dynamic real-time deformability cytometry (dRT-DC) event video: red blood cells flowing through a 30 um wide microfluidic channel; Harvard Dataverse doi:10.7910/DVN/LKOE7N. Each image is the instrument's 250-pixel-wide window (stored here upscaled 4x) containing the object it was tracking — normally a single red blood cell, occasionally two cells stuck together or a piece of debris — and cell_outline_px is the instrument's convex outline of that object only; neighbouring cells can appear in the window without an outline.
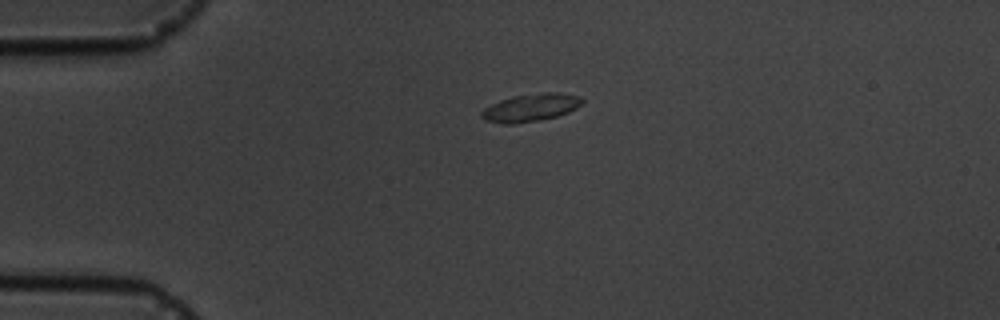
{"species": "common noctule bat (a hibernating species)", "species_latin": "Nyctalus noctula", "temperature_condition": "cold", "stored_images_in_passage": 1, "camera_frame_rate_fps": 3000, "um_per_image_px": 0.085, "animal": {"sex": "male", "body_mass_g": 19.5, "forearm_length_mm": 54.6}, "frame": {"image": 1, "passage_image": 1, "time_ms": 0.0, "image_size_px": [1000, 320], "cell_outline_px": [[584, 100], [576, 108], [568, 112], [556, 116], [540, 120], [512, 124], [504, 124], [484, 120], [480, 116], [480, 112], [484, 108], [500, 100], [512, 96], [544, 92], [556, 92], [580, 96]], "centroid_in_image_um": [45.08, 9.14], "position_along_channel_um": 39.9, "area_um2": 16.24}}